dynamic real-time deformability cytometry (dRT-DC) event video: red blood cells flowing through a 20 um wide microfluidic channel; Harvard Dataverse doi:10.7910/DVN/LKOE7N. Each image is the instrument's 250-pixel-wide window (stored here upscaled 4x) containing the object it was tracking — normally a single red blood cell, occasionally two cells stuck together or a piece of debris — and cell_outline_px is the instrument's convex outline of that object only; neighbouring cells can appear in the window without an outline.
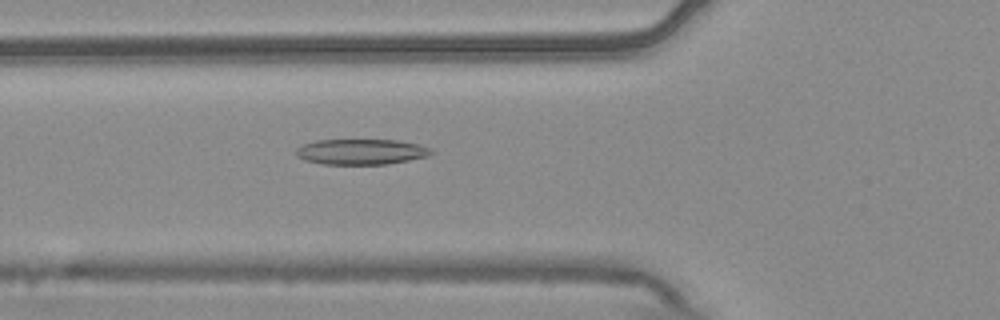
{"species": "common noctule bat (a hibernating species)", "species_latin": "Nyctalus noctula", "temperature_condition": "warm", "stored_images_in_passage": 6, "camera_frame_rate_fps": 3000, "um_per_image_px": 0.085, "animal": {"sex": "male", "body_mass_g": 20.4}, "frame": {"image": 1, "passage_image": 6, "time_ms": 1.667, "image_size_px": [1000, 320], "cell_outline_px": [[436, 152], [428, 156], [388, 164], [324, 164], [304, 160], [296, 156], [296, 148], [304, 144], [316, 140], [396, 140], [416, 144], [432, 148]], "centroid_in_image_um": [30.71, 12.9], "position_along_channel_um": 95.1, "area_um2": 20.11}}